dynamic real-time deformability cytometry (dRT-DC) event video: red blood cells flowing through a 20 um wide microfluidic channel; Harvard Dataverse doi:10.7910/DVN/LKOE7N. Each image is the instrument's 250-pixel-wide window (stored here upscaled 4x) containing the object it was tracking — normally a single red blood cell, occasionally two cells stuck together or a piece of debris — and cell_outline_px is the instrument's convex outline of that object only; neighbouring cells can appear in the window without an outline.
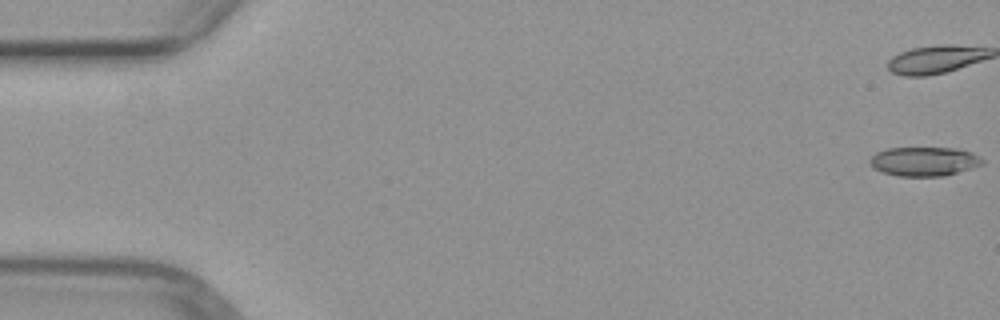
{"species": "common noctule bat (a hibernating species)", "species_latin": "Nyctalus noctula", "temperature_condition": "warm", "stored_images_in_passage": 7, "camera_frame_rate_fps": 3000, "um_per_image_px": 0.085, "animal": {"sex": "female", "body_mass_g": 29.2, "forearm_length_mm": 56.3}, "frame": {"image": 1, "passage_image": 1, "time_ms": 0.0, "image_size_px": [1000, 320], "cell_outline_px": [[984, 164], [944, 176], [896, 176], [880, 172], [872, 168], [868, 160], [876, 152], [888, 148], [956, 148], [972, 152], [984, 160]], "centroid_in_image_um": [78.52, 13.72], "position_along_channel_um": 6.5, "area_um2": 19.25}}